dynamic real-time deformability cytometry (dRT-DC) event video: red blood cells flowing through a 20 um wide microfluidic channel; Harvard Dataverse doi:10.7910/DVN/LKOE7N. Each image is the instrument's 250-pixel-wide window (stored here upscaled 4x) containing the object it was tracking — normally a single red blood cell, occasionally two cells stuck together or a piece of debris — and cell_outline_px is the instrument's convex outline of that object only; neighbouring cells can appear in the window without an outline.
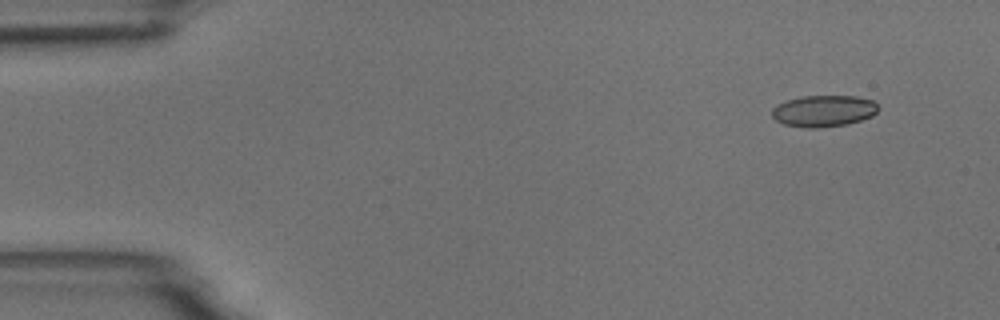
{"species": "common noctule bat (a hibernating species)", "species_latin": "Nyctalus noctula", "temperature_condition": "room temperature", "stored_images_in_passage": 4, "camera_frame_rate_fps": 3000, "um_per_image_px": 0.085, "animal": {"sex": "male", "body_mass_g": 18.8}, "frame": {"image": 1, "passage_image": 1, "time_ms": 0.0, "image_size_px": [1000, 320], "cell_outline_px": [[880, 108], [872, 116], [848, 124], [816, 128], [804, 128], [784, 124], [776, 120], [772, 116], [772, 108], [776, 104], [800, 96], [856, 96], [872, 100]], "centroid_in_image_um": [70.0, 9.43], "position_along_channel_um": 15.0, "area_um2": 19.59}}
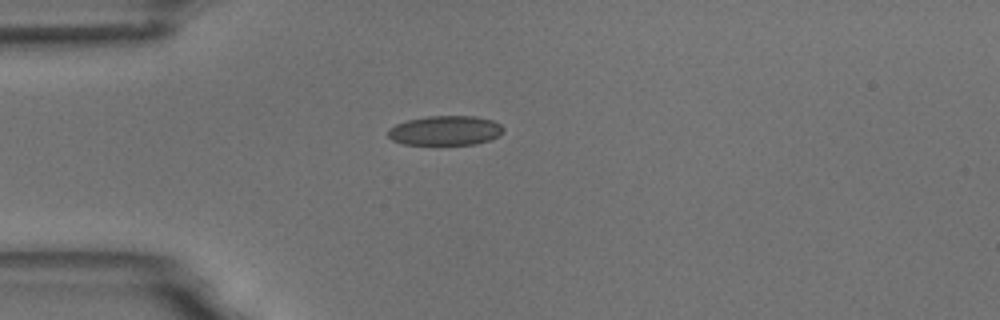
{"frame": {"image": 2, "passage_image": 4, "time_ms": 3.333, "image_size_px": [1000, 320], "cell_outline_px": [[504, 132], [488, 140], [476, 144], [404, 144], [392, 140], [388, 136], [388, 128], [396, 124], [408, 120], [428, 116], [476, 116], [492, 120], [500, 124], [504, 128]], "centroid_in_image_um": [37.85, 11.09], "position_along_channel_um": 47.2, "area_um2": 19.77}}